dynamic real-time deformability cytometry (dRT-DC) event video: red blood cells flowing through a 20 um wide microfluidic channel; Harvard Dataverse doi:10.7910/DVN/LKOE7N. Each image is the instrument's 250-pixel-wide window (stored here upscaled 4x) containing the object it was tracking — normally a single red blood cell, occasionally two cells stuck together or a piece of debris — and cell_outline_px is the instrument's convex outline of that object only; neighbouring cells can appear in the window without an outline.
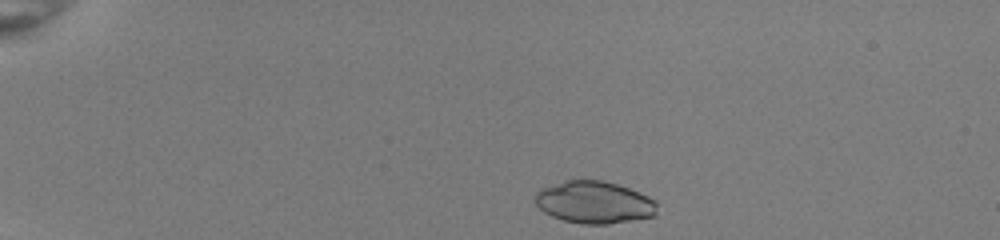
{"species": "common noctule bat (a hibernating species)", "species_latin": "Nyctalus noctula", "temperature_condition": "room temperature", "stored_images_in_passage": 41, "camera_frame_rate_fps": 3000, "um_per_image_px": 0.085, "animal": {"sex": "female", "body_mass_g": 22.0, "forearm_length_mm": 56.7}, "frame": {"image": 1, "passage_image": 1, "time_ms": 0.0, "image_size_px": [1000, 240], "cell_outline_px": [[656, 216], [608, 224], [580, 224], [564, 220], [552, 216], [544, 212], [536, 204], [536, 192], [540, 188], [564, 180], [604, 180], [628, 188], [648, 196], [656, 204]], "centroid_in_image_um": [50.49, 17.19], "position_along_channel_um": 34.5, "area_um2": 29.94}}